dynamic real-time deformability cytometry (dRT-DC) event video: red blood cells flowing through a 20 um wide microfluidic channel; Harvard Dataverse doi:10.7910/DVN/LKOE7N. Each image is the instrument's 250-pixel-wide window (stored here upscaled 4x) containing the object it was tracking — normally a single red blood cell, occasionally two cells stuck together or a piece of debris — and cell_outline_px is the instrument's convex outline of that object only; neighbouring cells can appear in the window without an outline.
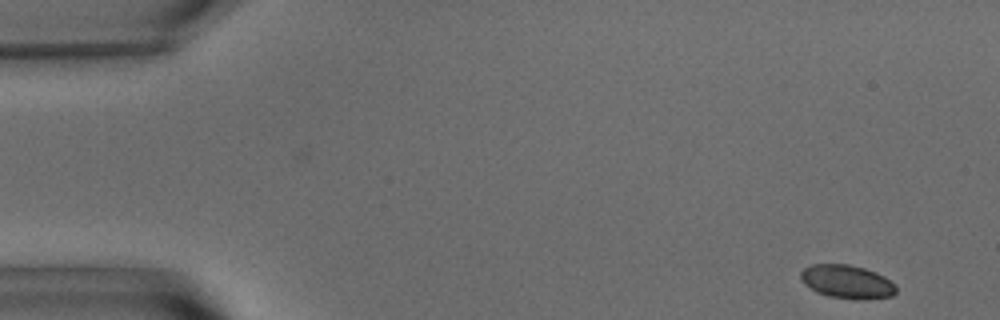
{"species": "common noctule bat (a hibernating species)", "species_latin": "Nyctalus noctula", "temperature_condition": "warm", "stored_images_in_passage": 54, "camera_frame_rate_fps": 3000, "um_per_image_px": 0.085, "animal": {"sex": "male", "body_mass_g": 15.6}, "frame": {"image": 1, "passage_image": 1, "time_ms": 0.0, "image_size_px": [1000, 320], "cell_outline_px": [[896, 292], [892, 296], [864, 300], [856, 300], [828, 296], [816, 292], [804, 284], [800, 276], [800, 272], [804, 268], [812, 264], [848, 264], [864, 268], [876, 272], [884, 276], [896, 284]], "centroid_in_image_um": [72.01, 23.95], "position_along_channel_um": 13.0, "area_um2": 18.84}}
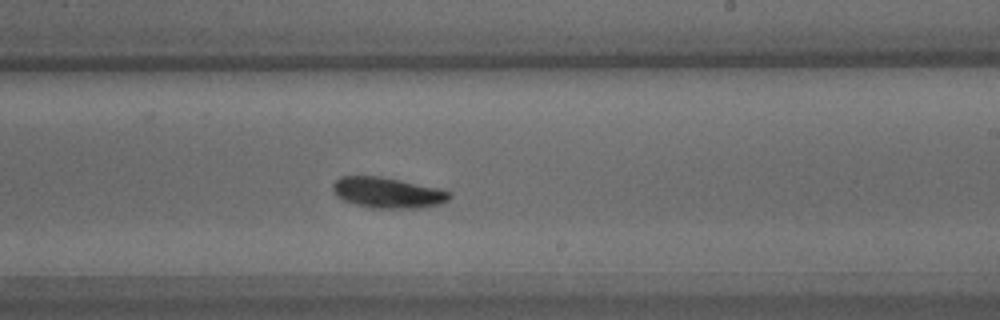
{"frame": {"image": 2, "passage_image": 31, "time_ms": 10.0, "image_size_px": [1000, 320], "cell_outline_px": [[452, 196], [448, 200], [440, 204], [416, 208], [372, 208], [356, 204], [344, 200], [336, 196], [332, 192], [332, 184], [340, 176], [380, 176], [400, 180], [436, 188], [452, 192]], "centroid_in_image_um": [32.92, 16.37], "position_along_channel_um": 256.1, "area_um2": 20.81}}
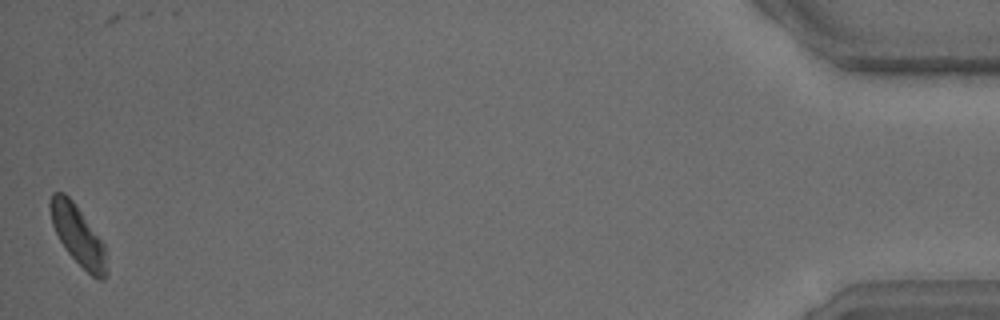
{"frame": {"image": 3, "passage_image": 53, "time_ms": 17.333, "image_size_px": [1000, 320], "cell_outline_px": [[108, 272], [104, 280], [100, 280], [92, 276], [68, 252], [60, 240], [52, 224], [48, 204], [52, 192], [64, 192], [72, 200], [104, 244]], "centroid_in_image_um": [6.62, 20.0], "position_along_channel_um": 428.6, "area_um2": 19.25}, "authors_computed_cell_mechanics": {"area_um2": 20.0566, "velocity_mm_per_s": 3.6156, "shape_relaxation_time_tau1_ms": 2.4057, "shape_relaxation_time_tau2_ms": 7.4446, "deformation_change_tau1": 0.0833, "deformation_change_tau2": 0.1187}}